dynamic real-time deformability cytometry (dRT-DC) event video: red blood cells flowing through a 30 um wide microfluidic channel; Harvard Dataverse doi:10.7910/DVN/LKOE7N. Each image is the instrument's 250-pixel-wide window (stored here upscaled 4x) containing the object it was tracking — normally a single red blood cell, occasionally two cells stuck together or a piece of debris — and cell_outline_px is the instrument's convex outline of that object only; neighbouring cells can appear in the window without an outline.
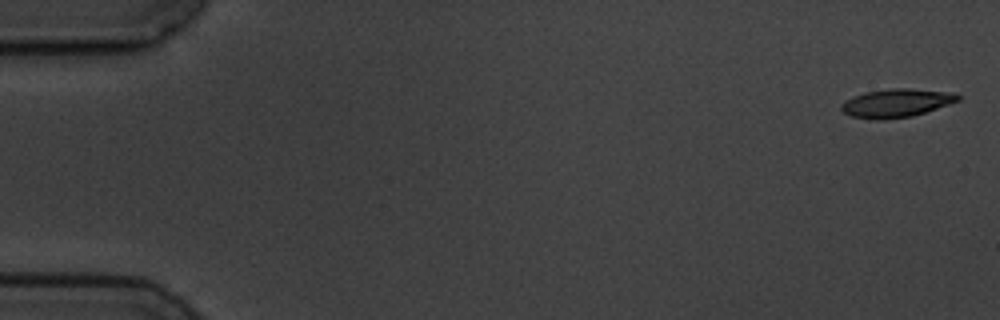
{"species": "common noctule bat (a hibernating species)", "species_latin": "Nyctalus noctula", "temperature_condition": "cold", "stored_images_in_passage": 8, "camera_frame_rate_fps": 3000, "um_per_image_px": 0.085, "animal": {"sex": "male", "body_mass_g": 19.5, "forearm_length_mm": 54.6}, "frame": {"image": 1, "passage_image": 1, "time_ms": 0.0, "image_size_px": [1000, 320], "cell_outline_px": [[960, 100], [912, 116], [884, 120], [876, 120], [852, 116], [844, 112], [840, 108], [840, 104], [844, 100], [852, 96], [868, 92], [892, 88], [908, 88], [956, 92], [960, 96]], "centroid_in_image_um": [76.18, 8.75], "position_along_channel_um": 8.8, "area_um2": 19.31}}
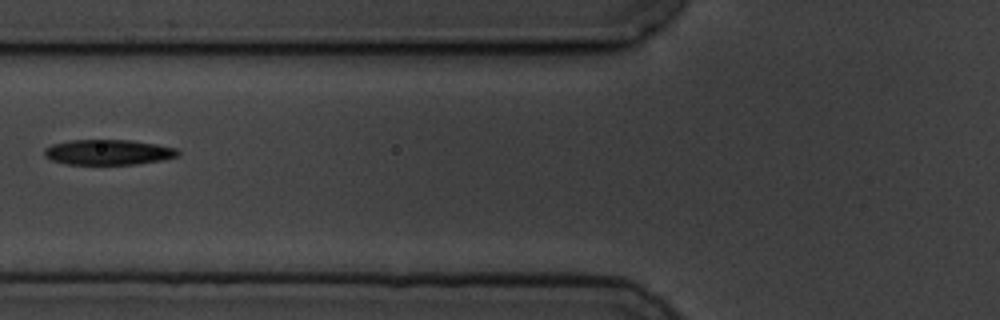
{"frame": {"image": 2, "passage_image": 7, "time_ms": 7.0, "image_size_px": [1000, 320], "cell_outline_px": [[180, 156], [164, 160], [136, 164], [68, 164], [52, 160], [44, 156], [44, 148], [52, 144], [72, 140], [132, 140], [156, 144], [176, 148], [180, 152]], "centroid_in_image_um": [9.24, 12.94], "position_along_channel_um": 116.6, "area_um2": 19.77}}
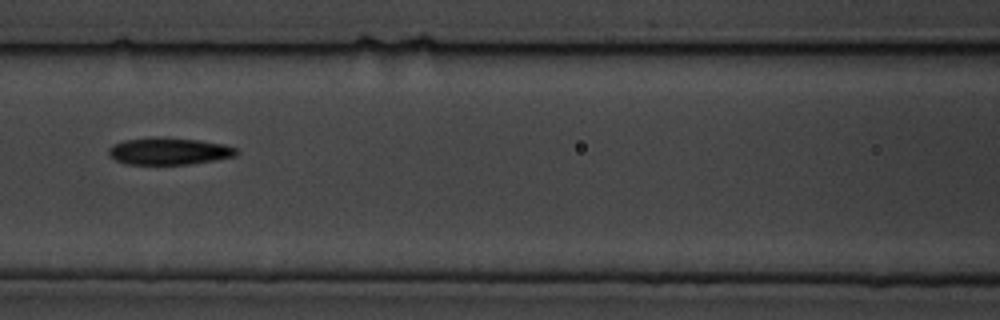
{"frame": {"image": 3, "passage_image": 8, "time_ms": 8.0, "image_size_px": [1000, 320], "cell_outline_px": [[240, 152], [236, 156], [216, 160], [192, 164], [124, 164], [116, 160], [108, 152], [108, 148], [112, 144], [124, 140], [152, 136], [160, 136], [200, 140], [224, 144], [236, 148]], "centroid_in_image_um": [14.38, 12.83], "position_along_channel_um": 152.2, "area_um2": 20.52}}